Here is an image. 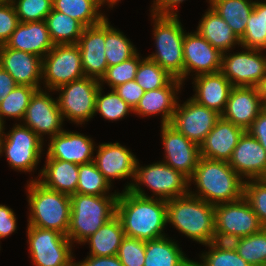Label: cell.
<instances>
[{
  "label": "cell",
  "mask_w": 266,
  "mask_h": 266,
  "mask_svg": "<svg viewBox=\"0 0 266 266\" xmlns=\"http://www.w3.org/2000/svg\"><path fill=\"white\" fill-rule=\"evenodd\" d=\"M5 46L43 58L55 45L43 20L20 22Z\"/></svg>",
  "instance_id": "26"
},
{
  "label": "cell",
  "mask_w": 266,
  "mask_h": 266,
  "mask_svg": "<svg viewBox=\"0 0 266 266\" xmlns=\"http://www.w3.org/2000/svg\"><path fill=\"white\" fill-rule=\"evenodd\" d=\"M221 118L217 111L200 105L191 97L177 103L170 125L194 143L200 144Z\"/></svg>",
  "instance_id": "15"
},
{
  "label": "cell",
  "mask_w": 266,
  "mask_h": 266,
  "mask_svg": "<svg viewBox=\"0 0 266 266\" xmlns=\"http://www.w3.org/2000/svg\"><path fill=\"white\" fill-rule=\"evenodd\" d=\"M74 266H123L117 255L115 256H92L88 255L83 261L76 262Z\"/></svg>",
  "instance_id": "52"
},
{
  "label": "cell",
  "mask_w": 266,
  "mask_h": 266,
  "mask_svg": "<svg viewBox=\"0 0 266 266\" xmlns=\"http://www.w3.org/2000/svg\"><path fill=\"white\" fill-rule=\"evenodd\" d=\"M79 178L76 193L87 195H118L119 192L109 193L112 185L98 170L94 161L79 165Z\"/></svg>",
  "instance_id": "39"
},
{
  "label": "cell",
  "mask_w": 266,
  "mask_h": 266,
  "mask_svg": "<svg viewBox=\"0 0 266 266\" xmlns=\"http://www.w3.org/2000/svg\"><path fill=\"white\" fill-rule=\"evenodd\" d=\"M27 184L30 208L27 225L54 230L67 236L71 213L70 195L49 189L38 180L30 179Z\"/></svg>",
  "instance_id": "4"
},
{
  "label": "cell",
  "mask_w": 266,
  "mask_h": 266,
  "mask_svg": "<svg viewBox=\"0 0 266 266\" xmlns=\"http://www.w3.org/2000/svg\"><path fill=\"white\" fill-rule=\"evenodd\" d=\"M37 89L28 85H17L0 103V124L5 125L7 118H14L20 123L29 105L30 99Z\"/></svg>",
  "instance_id": "40"
},
{
  "label": "cell",
  "mask_w": 266,
  "mask_h": 266,
  "mask_svg": "<svg viewBox=\"0 0 266 266\" xmlns=\"http://www.w3.org/2000/svg\"><path fill=\"white\" fill-rule=\"evenodd\" d=\"M185 0H153L152 7L150 9L151 14L160 16H178V6Z\"/></svg>",
  "instance_id": "51"
},
{
  "label": "cell",
  "mask_w": 266,
  "mask_h": 266,
  "mask_svg": "<svg viewBox=\"0 0 266 266\" xmlns=\"http://www.w3.org/2000/svg\"><path fill=\"white\" fill-rule=\"evenodd\" d=\"M119 1L120 0H100L102 6L106 4L109 8H113V6L119 3Z\"/></svg>",
  "instance_id": "55"
},
{
  "label": "cell",
  "mask_w": 266,
  "mask_h": 266,
  "mask_svg": "<svg viewBox=\"0 0 266 266\" xmlns=\"http://www.w3.org/2000/svg\"><path fill=\"white\" fill-rule=\"evenodd\" d=\"M167 223L199 244L216 241L215 205L190 193L167 200Z\"/></svg>",
  "instance_id": "3"
},
{
  "label": "cell",
  "mask_w": 266,
  "mask_h": 266,
  "mask_svg": "<svg viewBox=\"0 0 266 266\" xmlns=\"http://www.w3.org/2000/svg\"><path fill=\"white\" fill-rule=\"evenodd\" d=\"M99 87V80L84 76L54 90L59 92L56 99L63 119L82 125L94 118Z\"/></svg>",
  "instance_id": "10"
},
{
  "label": "cell",
  "mask_w": 266,
  "mask_h": 266,
  "mask_svg": "<svg viewBox=\"0 0 266 266\" xmlns=\"http://www.w3.org/2000/svg\"><path fill=\"white\" fill-rule=\"evenodd\" d=\"M19 22L43 21L53 10V0H11Z\"/></svg>",
  "instance_id": "45"
},
{
  "label": "cell",
  "mask_w": 266,
  "mask_h": 266,
  "mask_svg": "<svg viewBox=\"0 0 266 266\" xmlns=\"http://www.w3.org/2000/svg\"><path fill=\"white\" fill-rule=\"evenodd\" d=\"M96 144L91 137L76 132L63 130L50 138L46 159H57L76 164L94 161Z\"/></svg>",
  "instance_id": "18"
},
{
  "label": "cell",
  "mask_w": 266,
  "mask_h": 266,
  "mask_svg": "<svg viewBox=\"0 0 266 266\" xmlns=\"http://www.w3.org/2000/svg\"><path fill=\"white\" fill-rule=\"evenodd\" d=\"M155 53L147 58L156 62L175 79L183 82V39L185 31L179 16H160L151 14Z\"/></svg>",
  "instance_id": "7"
},
{
  "label": "cell",
  "mask_w": 266,
  "mask_h": 266,
  "mask_svg": "<svg viewBox=\"0 0 266 266\" xmlns=\"http://www.w3.org/2000/svg\"><path fill=\"white\" fill-rule=\"evenodd\" d=\"M102 90L103 87L100 86L96 94L95 115L99 113L105 120L117 121L124 119L129 112L133 113V109L119 97L114 89L106 94H103Z\"/></svg>",
  "instance_id": "41"
},
{
  "label": "cell",
  "mask_w": 266,
  "mask_h": 266,
  "mask_svg": "<svg viewBox=\"0 0 266 266\" xmlns=\"http://www.w3.org/2000/svg\"><path fill=\"white\" fill-rule=\"evenodd\" d=\"M96 156L94 163L105 179L112 184L113 179H134L135 167L137 163L134 155L126 146L119 142L102 143L96 146Z\"/></svg>",
  "instance_id": "19"
},
{
  "label": "cell",
  "mask_w": 266,
  "mask_h": 266,
  "mask_svg": "<svg viewBox=\"0 0 266 266\" xmlns=\"http://www.w3.org/2000/svg\"><path fill=\"white\" fill-rule=\"evenodd\" d=\"M195 184V191L189 193L213 205L240 200L244 193V180L227 161L199 158L189 186Z\"/></svg>",
  "instance_id": "2"
},
{
  "label": "cell",
  "mask_w": 266,
  "mask_h": 266,
  "mask_svg": "<svg viewBox=\"0 0 266 266\" xmlns=\"http://www.w3.org/2000/svg\"><path fill=\"white\" fill-rule=\"evenodd\" d=\"M196 31L222 53L240 46V39L211 6L202 16Z\"/></svg>",
  "instance_id": "29"
},
{
  "label": "cell",
  "mask_w": 266,
  "mask_h": 266,
  "mask_svg": "<svg viewBox=\"0 0 266 266\" xmlns=\"http://www.w3.org/2000/svg\"><path fill=\"white\" fill-rule=\"evenodd\" d=\"M114 90L133 110L145 93L144 89L135 80L120 84Z\"/></svg>",
  "instance_id": "48"
},
{
  "label": "cell",
  "mask_w": 266,
  "mask_h": 266,
  "mask_svg": "<svg viewBox=\"0 0 266 266\" xmlns=\"http://www.w3.org/2000/svg\"><path fill=\"white\" fill-rule=\"evenodd\" d=\"M101 6L100 0H53L54 10L72 17L84 27L98 25L107 17L101 13Z\"/></svg>",
  "instance_id": "33"
},
{
  "label": "cell",
  "mask_w": 266,
  "mask_h": 266,
  "mask_svg": "<svg viewBox=\"0 0 266 266\" xmlns=\"http://www.w3.org/2000/svg\"><path fill=\"white\" fill-rule=\"evenodd\" d=\"M192 79L195 94L191 98L200 105L222 114L233 88L231 82L221 72L202 74Z\"/></svg>",
  "instance_id": "27"
},
{
  "label": "cell",
  "mask_w": 266,
  "mask_h": 266,
  "mask_svg": "<svg viewBox=\"0 0 266 266\" xmlns=\"http://www.w3.org/2000/svg\"><path fill=\"white\" fill-rule=\"evenodd\" d=\"M207 2L241 39L246 30L247 20L254 9L255 1L208 0Z\"/></svg>",
  "instance_id": "32"
},
{
  "label": "cell",
  "mask_w": 266,
  "mask_h": 266,
  "mask_svg": "<svg viewBox=\"0 0 266 266\" xmlns=\"http://www.w3.org/2000/svg\"><path fill=\"white\" fill-rule=\"evenodd\" d=\"M161 140L165 153L162 161L190 179L201 157L199 145L170 124L161 125Z\"/></svg>",
  "instance_id": "17"
},
{
  "label": "cell",
  "mask_w": 266,
  "mask_h": 266,
  "mask_svg": "<svg viewBox=\"0 0 266 266\" xmlns=\"http://www.w3.org/2000/svg\"><path fill=\"white\" fill-rule=\"evenodd\" d=\"M118 195H70L71 213L67 237L72 244H82L116 215Z\"/></svg>",
  "instance_id": "5"
},
{
  "label": "cell",
  "mask_w": 266,
  "mask_h": 266,
  "mask_svg": "<svg viewBox=\"0 0 266 266\" xmlns=\"http://www.w3.org/2000/svg\"><path fill=\"white\" fill-rule=\"evenodd\" d=\"M263 105L257 87H233L221 117L246 131Z\"/></svg>",
  "instance_id": "23"
},
{
  "label": "cell",
  "mask_w": 266,
  "mask_h": 266,
  "mask_svg": "<svg viewBox=\"0 0 266 266\" xmlns=\"http://www.w3.org/2000/svg\"><path fill=\"white\" fill-rule=\"evenodd\" d=\"M2 125L0 124V135H1Z\"/></svg>",
  "instance_id": "57"
},
{
  "label": "cell",
  "mask_w": 266,
  "mask_h": 266,
  "mask_svg": "<svg viewBox=\"0 0 266 266\" xmlns=\"http://www.w3.org/2000/svg\"><path fill=\"white\" fill-rule=\"evenodd\" d=\"M19 23L11 1L0 4V45H5Z\"/></svg>",
  "instance_id": "47"
},
{
  "label": "cell",
  "mask_w": 266,
  "mask_h": 266,
  "mask_svg": "<svg viewBox=\"0 0 266 266\" xmlns=\"http://www.w3.org/2000/svg\"><path fill=\"white\" fill-rule=\"evenodd\" d=\"M222 55L220 50L214 48L197 31L185 32L183 39V84L191 72L195 77L220 72Z\"/></svg>",
  "instance_id": "16"
},
{
  "label": "cell",
  "mask_w": 266,
  "mask_h": 266,
  "mask_svg": "<svg viewBox=\"0 0 266 266\" xmlns=\"http://www.w3.org/2000/svg\"><path fill=\"white\" fill-rule=\"evenodd\" d=\"M262 228L257 215L244 197L234 202L215 205V237L218 242H231L257 233Z\"/></svg>",
  "instance_id": "11"
},
{
  "label": "cell",
  "mask_w": 266,
  "mask_h": 266,
  "mask_svg": "<svg viewBox=\"0 0 266 266\" xmlns=\"http://www.w3.org/2000/svg\"><path fill=\"white\" fill-rule=\"evenodd\" d=\"M116 216L127 237L150 241L167 236V201L133 194L129 190L118 194Z\"/></svg>",
  "instance_id": "1"
},
{
  "label": "cell",
  "mask_w": 266,
  "mask_h": 266,
  "mask_svg": "<svg viewBox=\"0 0 266 266\" xmlns=\"http://www.w3.org/2000/svg\"><path fill=\"white\" fill-rule=\"evenodd\" d=\"M11 0H0V4L10 2Z\"/></svg>",
  "instance_id": "56"
},
{
  "label": "cell",
  "mask_w": 266,
  "mask_h": 266,
  "mask_svg": "<svg viewBox=\"0 0 266 266\" xmlns=\"http://www.w3.org/2000/svg\"><path fill=\"white\" fill-rule=\"evenodd\" d=\"M245 130L222 117L200 144V156L205 159L229 161Z\"/></svg>",
  "instance_id": "24"
},
{
  "label": "cell",
  "mask_w": 266,
  "mask_h": 266,
  "mask_svg": "<svg viewBox=\"0 0 266 266\" xmlns=\"http://www.w3.org/2000/svg\"><path fill=\"white\" fill-rule=\"evenodd\" d=\"M183 82L179 79H173L167 86L146 91L133 114L150 117L161 114V125L170 124L179 99L177 97Z\"/></svg>",
  "instance_id": "25"
},
{
  "label": "cell",
  "mask_w": 266,
  "mask_h": 266,
  "mask_svg": "<svg viewBox=\"0 0 266 266\" xmlns=\"http://www.w3.org/2000/svg\"><path fill=\"white\" fill-rule=\"evenodd\" d=\"M246 50V51H245ZM222 55L221 73L233 87H257L266 75V56L263 50L247 49Z\"/></svg>",
  "instance_id": "13"
},
{
  "label": "cell",
  "mask_w": 266,
  "mask_h": 266,
  "mask_svg": "<svg viewBox=\"0 0 266 266\" xmlns=\"http://www.w3.org/2000/svg\"><path fill=\"white\" fill-rule=\"evenodd\" d=\"M174 77L160 67L156 62L144 57L139 63L135 81L144 89L150 91L167 86Z\"/></svg>",
  "instance_id": "42"
},
{
  "label": "cell",
  "mask_w": 266,
  "mask_h": 266,
  "mask_svg": "<svg viewBox=\"0 0 266 266\" xmlns=\"http://www.w3.org/2000/svg\"><path fill=\"white\" fill-rule=\"evenodd\" d=\"M252 137L256 138L266 150V105L262 106L260 114L246 130Z\"/></svg>",
  "instance_id": "50"
},
{
  "label": "cell",
  "mask_w": 266,
  "mask_h": 266,
  "mask_svg": "<svg viewBox=\"0 0 266 266\" xmlns=\"http://www.w3.org/2000/svg\"><path fill=\"white\" fill-rule=\"evenodd\" d=\"M29 255L35 266H74L72 242L68 237L50 229L27 226Z\"/></svg>",
  "instance_id": "9"
},
{
  "label": "cell",
  "mask_w": 266,
  "mask_h": 266,
  "mask_svg": "<svg viewBox=\"0 0 266 266\" xmlns=\"http://www.w3.org/2000/svg\"><path fill=\"white\" fill-rule=\"evenodd\" d=\"M230 243L238 255L251 266H266V228Z\"/></svg>",
  "instance_id": "37"
},
{
  "label": "cell",
  "mask_w": 266,
  "mask_h": 266,
  "mask_svg": "<svg viewBox=\"0 0 266 266\" xmlns=\"http://www.w3.org/2000/svg\"><path fill=\"white\" fill-rule=\"evenodd\" d=\"M189 266H196L193 262Z\"/></svg>",
  "instance_id": "58"
},
{
  "label": "cell",
  "mask_w": 266,
  "mask_h": 266,
  "mask_svg": "<svg viewBox=\"0 0 266 266\" xmlns=\"http://www.w3.org/2000/svg\"><path fill=\"white\" fill-rule=\"evenodd\" d=\"M42 59L34 54L0 45V66L18 85H28L37 90L42 88Z\"/></svg>",
  "instance_id": "22"
},
{
  "label": "cell",
  "mask_w": 266,
  "mask_h": 266,
  "mask_svg": "<svg viewBox=\"0 0 266 266\" xmlns=\"http://www.w3.org/2000/svg\"><path fill=\"white\" fill-rule=\"evenodd\" d=\"M17 85L13 77L0 66V103Z\"/></svg>",
  "instance_id": "53"
},
{
  "label": "cell",
  "mask_w": 266,
  "mask_h": 266,
  "mask_svg": "<svg viewBox=\"0 0 266 266\" xmlns=\"http://www.w3.org/2000/svg\"><path fill=\"white\" fill-rule=\"evenodd\" d=\"M45 22L54 45L77 44L85 28L79 21L54 9Z\"/></svg>",
  "instance_id": "34"
},
{
  "label": "cell",
  "mask_w": 266,
  "mask_h": 266,
  "mask_svg": "<svg viewBox=\"0 0 266 266\" xmlns=\"http://www.w3.org/2000/svg\"><path fill=\"white\" fill-rule=\"evenodd\" d=\"M246 24V30L240 39L243 49L266 50V2L255 0V6Z\"/></svg>",
  "instance_id": "36"
},
{
  "label": "cell",
  "mask_w": 266,
  "mask_h": 266,
  "mask_svg": "<svg viewBox=\"0 0 266 266\" xmlns=\"http://www.w3.org/2000/svg\"><path fill=\"white\" fill-rule=\"evenodd\" d=\"M105 19L98 25L85 27L78 40L82 67L86 77L100 81L108 64L105 56Z\"/></svg>",
  "instance_id": "21"
},
{
  "label": "cell",
  "mask_w": 266,
  "mask_h": 266,
  "mask_svg": "<svg viewBox=\"0 0 266 266\" xmlns=\"http://www.w3.org/2000/svg\"><path fill=\"white\" fill-rule=\"evenodd\" d=\"M48 92L52 90L41 88L34 92L21 123L29 127L43 141V135L47 134L48 138H52L64 130L62 128L64 119L58 108L57 99L52 98Z\"/></svg>",
  "instance_id": "14"
},
{
  "label": "cell",
  "mask_w": 266,
  "mask_h": 266,
  "mask_svg": "<svg viewBox=\"0 0 266 266\" xmlns=\"http://www.w3.org/2000/svg\"><path fill=\"white\" fill-rule=\"evenodd\" d=\"M104 47L108 67L130 59L138 51L123 32L110 25L108 17L105 18Z\"/></svg>",
  "instance_id": "35"
},
{
  "label": "cell",
  "mask_w": 266,
  "mask_h": 266,
  "mask_svg": "<svg viewBox=\"0 0 266 266\" xmlns=\"http://www.w3.org/2000/svg\"><path fill=\"white\" fill-rule=\"evenodd\" d=\"M257 88H258L259 95L262 99L263 104L266 105V75L261 80Z\"/></svg>",
  "instance_id": "54"
},
{
  "label": "cell",
  "mask_w": 266,
  "mask_h": 266,
  "mask_svg": "<svg viewBox=\"0 0 266 266\" xmlns=\"http://www.w3.org/2000/svg\"><path fill=\"white\" fill-rule=\"evenodd\" d=\"M169 238L145 241L144 266H189L193 262L182 252L177 241Z\"/></svg>",
  "instance_id": "30"
},
{
  "label": "cell",
  "mask_w": 266,
  "mask_h": 266,
  "mask_svg": "<svg viewBox=\"0 0 266 266\" xmlns=\"http://www.w3.org/2000/svg\"><path fill=\"white\" fill-rule=\"evenodd\" d=\"M205 246L208 251L201 254V261H193L196 266H251L238 255L230 242L214 241Z\"/></svg>",
  "instance_id": "38"
},
{
  "label": "cell",
  "mask_w": 266,
  "mask_h": 266,
  "mask_svg": "<svg viewBox=\"0 0 266 266\" xmlns=\"http://www.w3.org/2000/svg\"><path fill=\"white\" fill-rule=\"evenodd\" d=\"M140 57L139 52H137L130 59L117 65L109 66L99 81L100 86H104L103 84L106 83L110 89H114L120 84L135 80L139 63L143 59Z\"/></svg>",
  "instance_id": "43"
},
{
  "label": "cell",
  "mask_w": 266,
  "mask_h": 266,
  "mask_svg": "<svg viewBox=\"0 0 266 266\" xmlns=\"http://www.w3.org/2000/svg\"><path fill=\"white\" fill-rule=\"evenodd\" d=\"M228 162L244 181L266 178V150L247 131L239 138Z\"/></svg>",
  "instance_id": "20"
},
{
  "label": "cell",
  "mask_w": 266,
  "mask_h": 266,
  "mask_svg": "<svg viewBox=\"0 0 266 266\" xmlns=\"http://www.w3.org/2000/svg\"><path fill=\"white\" fill-rule=\"evenodd\" d=\"M117 257L123 266H144L145 241L125 236L122 239Z\"/></svg>",
  "instance_id": "46"
},
{
  "label": "cell",
  "mask_w": 266,
  "mask_h": 266,
  "mask_svg": "<svg viewBox=\"0 0 266 266\" xmlns=\"http://www.w3.org/2000/svg\"><path fill=\"white\" fill-rule=\"evenodd\" d=\"M81 53L77 44L55 45L42 59L43 88L60 86L84 77Z\"/></svg>",
  "instance_id": "12"
},
{
  "label": "cell",
  "mask_w": 266,
  "mask_h": 266,
  "mask_svg": "<svg viewBox=\"0 0 266 266\" xmlns=\"http://www.w3.org/2000/svg\"><path fill=\"white\" fill-rule=\"evenodd\" d=\"M142 185L151 189L153 195L148 196L141 188ZM189 188V179L163 161L141 166L137 160L133 182L126 184L123 191L129 190L142 197L167 201L188 194Z\"/></svg>",
  "instance_id": "6"
},
{
  "label": "cell",
  "mask_w": 266,
  "mask_h": 266,
  "mask_svg": "<svg viewBox=\"0 0 266 266\" xmlns=\"http://www.w3.org/2000/svg\"><path fill=\"white\" fill-rule=\"evenodd\" d=\"M243 197L249 202L263 228H266V178L244 181Z\"/></svg>",
  "instance_id": "44"
},
{
  "label": "cell",
  "mask_w": 266,
  "mask_h": 266,
  "mask_svg": "<svg viewBox=\"0 0 266 266\" xmlns=\"http://www.w3.org/2000/svg\"><path fill=\"white\" fill-rule=\"evenodd\" d=\"M79 164L62 161L57 159H46L45 165L38 173V180L45 187L64 193L73 195L76 193Z\"/></svg>",
  "instance_id": "28"
},
{
  "label": "cell",
  "mask_w": 266,
  "mask_h": 266,
  "mask_svg": "<svg viewBox=\"0 0 266 266\" xmlns=\"http://www.w3.org/2000/svg\"><path fill=\"white\" fill-rule=\"evenodd\" d=\"M5 125L0 135V156L5 153L9 166L15 171L34 172L41 162L44 141L29 127L15 124L7 133Z\"/></svg>",
  "instance_id": "8"
},
{
  "label": "cell",
  "mask_w": 266,
  "mask_h": 266,
  "mask_svg": "<svg viewBox=\"0 0 266 266\" xmlns=\"http://www.w3.org/2000/svg\"><path fill=\"white\" fill-rule=\"evenodd\" d=\"M124 237L122 223L115 215L87 238L83 244L88 243L90 248L89 255L99 257L115 256Z\"/></svg>",
  "instance_id": "31"
},
{
  "label": "cell",
  "mask_w": 266,
  "mask_h": 266,
  "mask_svg": "<svg viewBox=\"0 0 266 266\" xmlns=\"http://www.w3.org/2000/svg\"><path fill=\"white\" fill-rule=\"evenodd\" d=\"M17 230V218L13 209L0 204V239L10 236Z\"/></svg>",
  "instance_id": "49"
}]
</instances>
